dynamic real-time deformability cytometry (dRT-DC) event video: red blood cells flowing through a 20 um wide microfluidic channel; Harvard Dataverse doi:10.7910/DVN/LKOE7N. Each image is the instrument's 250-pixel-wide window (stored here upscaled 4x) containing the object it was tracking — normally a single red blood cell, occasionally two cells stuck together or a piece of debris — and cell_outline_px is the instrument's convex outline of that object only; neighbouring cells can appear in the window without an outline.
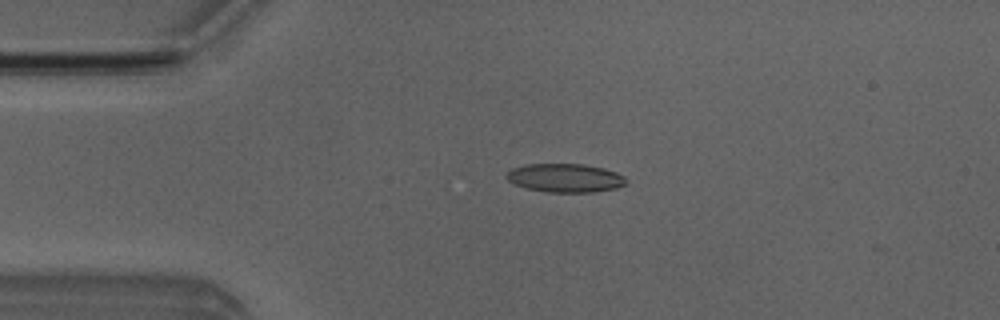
{"species": "Egyptian fruit bat (a non-hibernating species)", "species_latin": "Rousettus aegyptiacus", "temperature_condition": "room temperature", "stored_images_in_passage": 5, "camera_frame_rate_fps": 3000, "um_per_image_px": 0.085, "animal": {"sex": "male"}, "frame": {"image": 1, "passage_image": 4, "time_ms": 3.333, "image_size_px": [1000, 320], "cell_outline_px": [[628, 180], [624, 184], [616, 188], [592, 192], [548, 192], [528, 188], [516, 184], [508, 180], [504, 176], [512, 168], [524, 164], [584, 164], [604, 168], [616, 172], [624, 176]], "centroid_in_image_um": [48.05, 15.11], "position_along_channel_um": 37.0, "area_um2": 19.88}}